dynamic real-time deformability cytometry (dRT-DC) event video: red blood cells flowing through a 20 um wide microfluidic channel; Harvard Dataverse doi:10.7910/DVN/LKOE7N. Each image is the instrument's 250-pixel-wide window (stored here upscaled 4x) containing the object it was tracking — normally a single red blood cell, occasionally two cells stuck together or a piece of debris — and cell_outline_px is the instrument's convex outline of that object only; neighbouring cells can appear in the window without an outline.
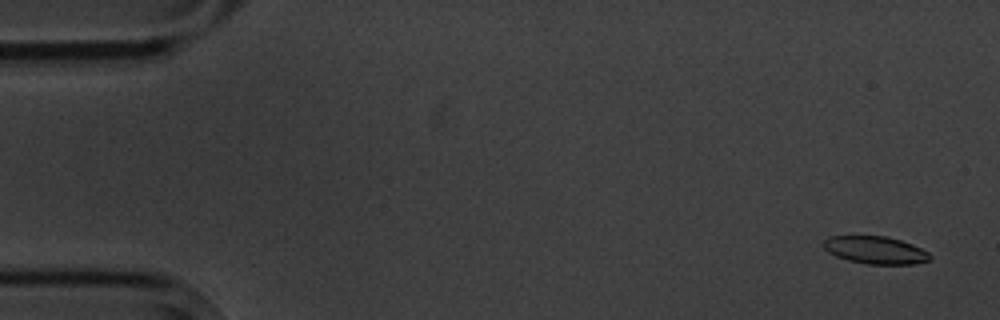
{"species": "common noctule bat (a hibernating species)", "species_latin": "Nyctalus noctula", "temperature_condition": "cold", "stored_images_in_passage": 5, "camera_frame_rate_fps": 3000, "um_per_image_px": 0.085, "animal": {"sex": "male", "body_mass_g": 20.1, "forearm_length_mm": 53.5}, "frame": {"image": 1, "passage_image": 1, "time_ms": 0.0, "image_size_px": [1000, 320], "cell_outline_px": [[932, 256], [928, 260], [916, 264], [868, 264], [848, 260], [836, 256], [828, 252], [824, 248], [824, 240], [828, 236], [888, 236], [912, 244], [928, 252]], "centroid_in_image_um": [74.41, 21.25], "position_along_channel_um": 10.6, "area_um2": 17.05}}
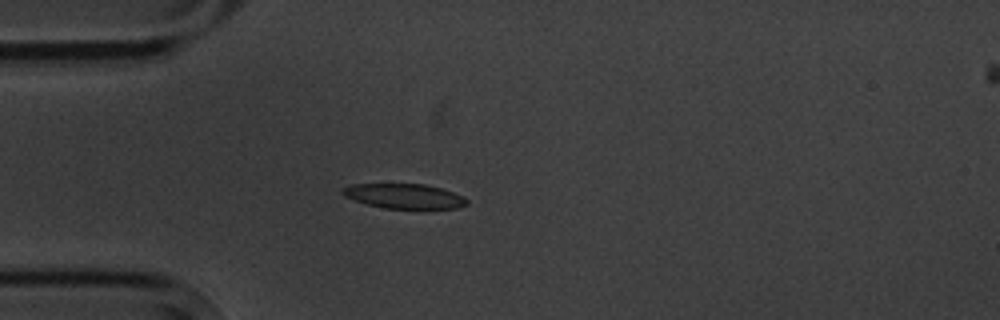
{"frame": {"image": 2, "passage_image": 4, "time_ms": 4.333, "image_size_px": [1000, 320], "cell_outline_px": [[468, 204], [460, 208], [384, 208], [368, 204], [344, 196], [340, 192], [344, 188], [352, 184], [424, 184], [440, 188], [464, 196], [468, 200]], "centroid_in_image_um": [34.39, 16.67], "position_along_channel_um": 50.6, "area_um2": 17.74}}